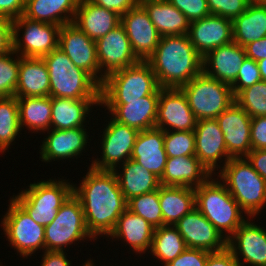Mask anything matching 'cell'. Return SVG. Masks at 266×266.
Returning a JSON list of instances; mask_svg holds the SVG:
<instances>
[{
	"mask_svg": "<svg viewBox=\"0 0 266 266\" xmlns=\"http://www.w3.org/2000/svg\"><path fill=\"white\" fill-rule=\"evenodd\" d=\"M192 22L210 15L207 0H168Z\"/></svg>",
	"mask_w": 266,
	"mask_h": 266,
	"instance_id": "obj_45",
	"label": "cell"
},
{
	"mask_svg": "<svg viewBox=\"0 0 266 266\" xmlns=\"http://www.w3.org/2000/svg\"><path fill=\"white\" fill-rule=\"evenodd\" d=\"M211 176L212 174L196 155L167 157L160 184L162 186L197 188Z\"/></svg>",
	"mask_w": 266,
	"mask_h": 266,
	"instance_id": "obj_28",
	"label": "cell"
},
{
	"mask_svg": "<svg viewBox=\"0 0 266 266\" xmlns=\"http://www.w3.org/2000/svg\"><path fill=\"white\" fill-rule=\"evenodd\" d=\"M247 217L255 218L266 207V181L245 157L231 158L215 174Z\"/></svg>",
	"mask_w": 266,
	"mask_h": 266,
	"instance_id": "obj_4",
	"label": "cell"
},
{
	"mask_svg": "<svg viewBox=\"0 0 266 266\" xmlns=\"http://www.w3.org/2000/svg\"><path fill=\"white\" fill-rule=\"evenodd\" d=\"M224 133L225 145L232 158L245 157L251 150V117L233 102L216 118Z\"/></svg>",
	"mask_w": 266,
	"mask_h": 266,
	"instance_id": "obj_21",
	"label": "cell"
},
{
	"mask_svg": "<svg viewBox=\"0 0 266 266\" xmlns=\"http://www.w3.org/2000/svg\"><path fill=\"white\" fill-rule=\"evenodd\" d=\"M60 27L22 15L13 20V50L21 57L42 58L58 48Z\"/></svg>",
	"mask_w": 266,
	"mask_h": 266,
	"instance_id": "obj_11",
	"label": "cell"
},
{
	"mask_svg": "<svg viewBox=\"0 0 266 266\" xmlns=\"http://www.w3.org/2000/svg\"><path fill=\"white\" fill-rule=\"evenodd\" d=\"M188 36L193 47L204 57L217 47L233 42L232 20L210 14L190 22Z\"/></svg>",
	"mask_w": 266,
	"mask_h": 266,
	"instance_id": "obj_22",
	"label": "cell"
},
{
	"mask_svg": "<svg viewBox=\"0 0 266 266\" xmlns=\"http://www.w3.org/2000/svg\"><path fill=\"white\" fill-rule=\"evenodd\" d=\"M250 2L251 0H207V5L211 14L233 20L246 10Z\"/></svg>",
	"mask_w": 266,
	"mask_h": 266,
	"instance_id": "obj_44",
	"label": "cell"
},
{
	"mask_svg": "<svg viewBox=\"0 0 266 266\" xmlns=\"http://www.w3.org/2000/svg\"><path fill=\"white\" fill-rule=\"evenodd\" d=\"M96 51L100 67V85L112 72L140 61L133 53L129 38L121 24L96 41Z\"/></svg>",
	"mask_w": 266,
	"mask_h": 266,
	"instance_id": "obj_13",
	"label": "cell"
},
{
	"mask_svg": "<svg viewBox=\"0 0 266 266\" xmlns=\"http://www.w3.org/2000/svg\"><path fill=\"white\" fill-rule=\"evenodd\" d=\"M262 81L258 63L246 57L240 66L237 78L231 85L233 95L236 96L241 90Z\"/></svg>",
	"mask_w": 266,
	"mask_h": 266,
	"instance_id": "obj_43",
	"label": "cell"
},
{
	"mask_svg": "<svg viewBox=\"0 0 266 266\" xmlns=\"http://www.w3.org/2000/svg\"><path fill=\"white\" fill-rule=\"evenodd\" d=\"M127 209L144 218L153 228L163 226L159 189L131 198L127 201Z\"/></svg>",
	"mask_w": 266,
	"mask_h": 266,
	"instance_id": "obj_39",
	"label": "cell"
},
{
	"mask_svg": "<svg viewBox=\"0 0 266 266\" xmlns=\"http://www.w3.org/2000/svg\"><path fill=\"white\" fill-rule=\"evenodd\" d=\"M73 184L64 177L42 179L11 197L36 223L46 226L53 222L57 211L73 194Z\"/></svg>",
	"mask_w": 266,
	"mask_h": 266,
	"instance_id": "obj_6",
	"label": "cell"
},
{
	"mask_svg": "<svg viewBox=\"0 0 266 266\" xmlns=\"http://www.w3.org/2000/svg\"><path fill=\"white\" fill-rule=\"evenodd\" d=\"M187 245L178 229L173 225H164L154 229L149 253L155 262L164 266L187 249Z\"/></svg>",
	"mask_w": 266,
	"mask_h": 266,
	"instance_id": "obj_37",
	"label": "cell"
},
{
	"mask_svg": "<svg viewBox=\"0 0 266 266\" xmlns=\"http://www.w3.org/2000/svg\"><path fill=\"white\" fill-rule=\"evenodd\" d=\"M194 133L195 155L215 175V171H219L232 158L227 152L224 133L216 119L197 120Z\"/></svg>",
	"mask_w": 266,
	"mask_h": 266,
	"instance_id": "obj_18",
	"label": "cell"
},
{
	"mask_svg": "<svg viewBox=\"0 0 266 266\" xmlns=\"http://www.w3.org/2000/svg\"><path fill=\"white\" fill-rule=\"evenodd\" d=\"M13 50V20L0 16V55Z\"/></svg>",
	"mask_w": 266,
	"mask_h": 266,
	"instance_id": "obj_48",
	"label": "cell"
},
{
	"mask_svg": "<svg viewBox=\"0 0 266 266\" xmlns=\"http://www.w3.org/2000/svg\"><path fill=\"white\" fill-rule=\"evenodd\" d=\"M141 5L161 36L188 34L190 21L168 0H146Z\"/></svg>",
	"mask_w": 266,
	"mask_h": 266,
	"instance_id": "obj_33",
	"label": "cell"
},
{
	"mask_svg": "<svg viewBox=\"0 0 266 266\" xmlns=\"http://www.w3.org/2000/svg\"><path fill=\"white\" fill-rule=\"evenodd\" d=\"M46 132L48 135L44 133L46 136L39 150V159L46 164L52 161L58 162V160L64 162V160L78 159L83 156L86 149L88 150L87 146L90 144L87 143L92 141L85 127L64 130L49 129Z\"/></svg>",
	"mask_w": 266,
	"mask_h": 266,
	"instance_id": "obj_15",
	"label": "cell"
},
{
	"mask_svg": "<svg viewBox=\"0 0 266 266\" xmlns=\"http://www.w3.org/2000/svg\"><path fill=\"white\" fill-rule=\"evenodd\" d=\"M19 66L20 56L14 50L0 55V98L15 96Z\"/></svg>",
	"mask_w": 266,
	"mask_h": 266,
	"instance_id": "obj_41",
	"label": "cell"
},
{
	"mask_svg": "<svg viewBox=\"0 0 266 266\" xmlns=\"http://www.w3.org/2000/svg\"><path fill=\"white\" fill-rule=\"evenodd\" d=\"M205 266H239L232 252L226 247L224 250L209 252Z\"/></svg>",
	"mask_w": 266,
	"mask_h": 266,
	"instance_id": "obj_50",
	"label": "cell"
},
{
	"mask_svg": "<svg viewBox=\"0 0 266 266\" xmlns=\"http://www.w3.org/2000/svg\"><path fill=\"white\" fill-rule=\"evenodd\" d=\"M26 0H0V16L11 20L24 14Z\"/></svg>",
	"mask_w": 266,
	"mask_h": 266,
	"instance_id": "obj_49",
	"label": "cell"
},
{
	"mask_svg": "<svg viewBox=\"0 0 266 266\" xmlns=\"http://www.w3.org/2000/svg\"><path fill=\"white\" fill-rule=\"evenodd\" d=\"M245 48L235 42L217 47L203 57L202 71L220 82L232 85L246 58Z\"/></svg>",
	"mask_w": 266,
	"mask_h": 266,
	"instance_id": "obj_24",
	"label": "cell"
},
{
	"mask_svg": "<svg viewBox=\"0 0 266 266\" xmlns=\"http://www.w3.org/2000/svg\"><path fill=\"white\" fill-rule=\"evenodd\" d=\"M180 89L197 120L216 119L235 102L230 85L206 75L203 71Z\"/></svg>",
	"mask_w": 266,
	"mask_h": 266,
	"instance_id": "obj_8",
	"label": "cell"
},
{
	"mask_svg": "<svg viewBox=\"0 0 266 266\" xmlns=\"http://www.w3.org/2000/svg\"><path fill=\"white\" fill-rule=\"evenodd\" d=\"M79 186L73 184V194L80 200L89 233L108 237L120 215L127 209V201L113 171L88 167Z\"/></svg>",
	"mask_w": 266,
	"mask_h": 266,
	"instance_id": "obj_1",
	"label": "cell"
},
{
	"mask_svg": "<svg viewBox=\"0 0 266 266\" xmlns=\"http://www.w3.org/2000/svg\"><path fill=\"white\" fill-rule=\"evenodd\" d=\"M84 240L96 239L87 229L80 200L72 194L57 211L53 222L45 226V251L66 252V247Z\"/></svg>",
	"mask_w": 266,
	"mask_h": 266,
	"instance_id": "obj_9",
	"label": "cell"
},
{
	"mask_svg": "<svg viewBox=\"0 0 266 266\" xmlns=\"http://www.w3.org/2000/svg\"><path fill=\"white\" fill-rule=\"evenodd\" d=\"M197 119L180 88H160L155 127L163 131H194Z\"/></svg>",
	"mask_w": 266,
	"mask_h": 266,
	"instance_id": "obj_16",
	"label": "cell"
},
{
	"mask_svg": "<svg viewBox=\"0 0 266 266\" xmlns=\"http://www.w3.org/2000/svg\"><path fill=\"white\" fill-rule=\"evenodd\" d=\"M245 158L254 170L266 181V149L251 150Z\"/></svg>",
	"mask_w": 266,
	"mask_h": 266,
	"instance_id": "obj_53",
	"label": "cell"
},
{
	"mask_svg": "<svg viewBox=\"0 0 266 266\" xmlns=\"http://www.w3.org/2000/svg\"><path fill=\"white\" fill-rule=\"evenodd\" d=\"M121 25L129 38L133 53L140 61H146L154 52L161 35L141 4L121 16Z\"/></svg>",
	"mask_w": 266,
	"mask_h": 266,
	"instance_id": "obj_19",
	"label": "cell"
},
{
	"mask_svg": "<svg viewBox=\"0 0 266 266\" xmlns=\"http://www.w3.org/2000/svg\"><path fill=\"white\" fill-rule=\"evenodd\" d=\"M113 172L126 201L157 190L161 186L159 177L132 159L119 165Z\"/></svg>",
	"mask_w": 266,
	"mask_h": 266,
	"instance_id": "obj_31",
	"label": "cell"
},
{
	"mask_svg": "<svg viewBox=\"0 0 266 266\" xmlns=\"http://www.w3.org/2000/svg\"><path fill=\"white\" fill-rule=\"evenodd\" d=\"M194 191L196 208L226 240L248 218L216 175L194 188Z\"/></svg>",
	"mask_w": 266,
	"mask_h": 266,
	"instance_id": "obj_3",
	"label": "cell"
},
{
	"mask_svg": "<svg viewBox=\"0 0 266 266\" xmlns=\"http://www.w3.org/2000/svg\"><path fill=\"white\" fill-rule=\"evenodd\" d=\"M260 76L263 82H266V59L259 60L258 62Z\"/></svg>",
	"mask_w": 266,
	"mask_h": 266,
	"instance_id": "obj_55",
	"label": "cell"
},
{
	"mask_svg": "<svg viewBox=\"0 0 266 266\" xmlns=\"http://www.w3.org/2000/svg\"><path fill=\"white\" fill-rule=\"evenodd\" d=\"M251 2H254L259 5L266 6V0H251Z\"/></svg>",
	"mask_w": 266,
	"mask_h": 266,
	"instance_id": "obj_56",
	"label": "cell"
},
{
	"mask_svg": "<svg viewBox=\"0 0 266 266\" xmlns=\"http://www.w3.org/2000/svg\"><path fill=\"white\" fill-rule=\"evenodd\" d=\"M138 2V4H141L143 1H146V0H136Z\"/></svg>",
	"mask_w": 266,
	"mask_h": 266,
	"instance_id": "obj_58",
	"label": "cell"
},
{
	"mask_svg": "<svg viewBox=\"0 0 266 266\" xmlns=\"http://www.w3.org/2000/svg\"><path fill=\"white\" fill-rule=\"evenodd\" d=\"M50 80V96L73 99H100L101 85L86 71L76 67L59 48L42 57Z\"/></svg>",
	"mask_w": 266,
	"mask_h": 266,
	"instance_id": "obj_5",
	"label": "cell"
},
{
	"mask_svg": "<svg viewBox=\"0 0 266 266\" xmlns=\"http://www.w3.org/2000/svg\"><path fill=\"white\" fill-rule=\"evenodd\" d=\"M227 248L239 266H266V229L248 217L228 238Z\"/></svg>",
	"mask_w": 266,
	"mask_h": 266,
	"instance_id": "obj_14",
	"label": "cell"
},
{
	"mask_svg": "<svg viewBox=\"0 0 266 266\" xmlns=\"http://www.w3.org/2000/svg\"><path fill=\"white\" fill-rule=\"evenodd\" d=\"M78 3L79 0H26L23 16L62 26L73 23Z\"/></svg>",
	"mask_w": 266,
	"mask_h": 266,
	"instance_id": "obj_32",
	"label": "cell"
},
{
	"mask_svg": "<svg viewBox=\"0 0 266 266\" xmlns=\"http://www.w3.org/2000/svg\"><path fill=\"white\" fill-rule=\"evenodd\" d=\"M160 86L146 61L112 72L100 87V104H126L153 94Z\"/></svg>",
	"mask_w": 266,
	"mask_h": 266,
	"instance_id": "obj_7",
	"label": "cell"
},
{
	"mask_svg": "<svg viewBox=\"0 0 266 266\" xmlns=\"http://www.w3.org/2000/svg\"><path fill=\"white\" fill-rule=\"evenodd\" d=\"M235 102L251 117L266 116V82L246 87L235 96Z\"/></svg>",
	"mask_w": 266,
	"mask_h": 266,
	"instance_id": "obj_40",
	"label": "cell"
},
{
	"mask_svg": "<svg viewBox=\"0 0 266 266\" xmlns=\"http://www.w3.org/2000/svg\"><path fill=\"white\" fill-rule=\"evenodd\" d=\"M164 149L167 157L195 155L194 131H164Z\"/></svg>",
	"mask_w": 266,
	"mask_h": 266,
	"instance_id": "obj_42",
	"label": "cell"
},
{
	"mask_svg": "<svg viewBox=\"0 0 266 266\" xmlns=\"http://www.w3.org/2000/svg\"><path fill=\"white\" fill-rule=\"evenodd\" d=\"M160 87L140 100H126V104H100L117 122L143 131L155 127ZM110 112V113H109Z\"/></svg>",
	"mask_w": 266,
	"mask_h": 266,
	"instance_id": "obj_23",
	"label": "cell"
},
{
	"mask_svg": "<svg viewBox=\"0 0 266 266\" xmlns=\"http://www.w3.org/2000/svg\"><path fill=\"white\" fill-rule=\"evenodd\" d=\"M21 130L46 133L51 129V96L17 98Z\"/></svg>",
	"mask_w": 266,
	"mask_h": 266,
	"instance_id": "obj_36",
	"label": "cell"
},
{
	"mask_svg": "<svg viewBox=\"0 0 266 266\" xmlns=\"http://www.w3.org/2000/svg\"><path fill=\"white\" fill-rule=\"evenodd\" d=\"M130 159L161 178L167 161L164 131L156 127L140 131Z\"/></svg>",
	"mask_w": 266,
	"mask_h": 266,
	"instance_id": "obj_26",
	"label": "cell"
},
{
	"mask_svg": "<svg viewBox=\"0 0 266 266\" xmlns=\"http://www.w3.org/2000/svg\"><path fill=\"white\" fill-rule=\"evenodd\" d=\"M89 1L95 5H99L106 9L115 11L120 16L127 13L130 9L138 5V2L136 0H89Z\"/></svg>",
	"mask_w": 266,
	"mask_h": 266,
	"instance_id": "obj_51",
	"label": "cell"
},
{
	"mask_svg": "<svg viewBox=\"0 0 266 266\" xmlns=\"http://www.w3.org/2000/svg\"><path fill=\"white\" fill-rule=\"evenodd\" d=\"M233 42L245 47L266 37V6L250 2L246 10L232 20Z\"/></svg>",
	"mask_w": 266,
	"mask_h": 266,
	"instance_id": "obj_35",
	"label": "cell"
},
{
	"mask_svg": "<svg viewBox=\"0 0 266 266\" xmlns=\"http://www.w3.org/2000/svg\"><path fill=\"white\" fill-rule=\"evenodd\" d=\"M251 145L254 149H266V116L251 118Z\"/></svg>",
	"mask_w": 266,
	"mask_h": 266,
	"instance_id": "obj_47",
	"label": "cell"
},
{
	"mask_svg": "<svg viewBox=\"0 0 266 266\" xmlns=\"http://www.w3.org/2000/svg\"><path fill=\"white\" fill-rule=\"evenodd\" d=\"M8 201L7 212L0 222L8 246L13 247L17 255L24 259L32 257L36 251L44 252L45 226L36 223L11 196Z\"/></svg>",
	"mask_w": 266,
	"mask_h": 266,
	"instance_id": "obj_10",
	"label": "cell"
},
{
	"mask_svg": "<svg viewBox=\"0 0 266 266\" xmlns=\"http://www.w3.org/2000/svg\"><path fill=\"white\" fill-rule=\"evenodd\" d=\"M159 202L163 215V226H175L185 214L196 207L194 188L161 185Z\"/></svg>",
	"mask_w": 266,
	"mask_h": 266,
	"instance_id": "obj_34",
	"label": "cell"
},
{
	"mask_svg": "<svg viewBox=\"0 0 266 266\" xmlns=\"http://www.w3.org/2000/svg\"><path fill=\"white\" fill-rule=\"evenodd\" d=\"M175 227L188 248L217 252L227 247V240L196 207L185 214Z\"/></svg>",
	"mask_w": 266,
	"mask_h": 266,
	"instance_id": "obj_20",
	"label": "cell"
},
{
	"mask_svg": "<svg viewBox=\"0 0 266 266\" xmlns=\"http://www.w3.org/2000/svg\"><path fill=\"white\" fill-rule=\"evenodd\" d=\"M208 253L201 249L187 248L164 266H205Z\"/></svg>",
	"mask_w": 266,
	"mask_h": 266,
	"instance_id": "obj_46",
	"label": "cell"
},
{
	"mask_svg": "<svg viewBox=\"0 0 266 266\" xmlns=\"http://www.w3.org/2000/svg\"><path fill=\"white\" fill-rule=\"evenodd\" d=\"M67 252L44 251L41 255L39 266H73L72 261L67 258ZM85 261L81 266H85Z\"/></svg>",
	"mask_w": 266,
	"mask_h": 266,
	"instance_id": "obj_52",
	"label": "cell"
},
{
	"mask_svg": "<svg viewBox=\"0 0 266 266\" xmlns=\"http://www.w3.org/2000/svg\"><path fill=\"white\" fill-rule=\"evenodd\" d=\"M21 132L17 97L0 98V153H6L16 143ZM18 137V138H17ZM14 142V143H13Z\"/></svg>",
	"mask_w": 266,
	"mask_h": 266,
	"instance_id": "obj_38",
	"label": "cell"
},
{
	"mask_svg": "<svg viewBox=\"0 0 266 266\" xmlns=\"http://www.w3.org/2000/svg\"><path fill=\"white\" fill-rule=\"evenodd\" d=\"M244 48L248 58H251L256 62L266 59V37H263L258 41H253Z\"/></svg>",
	"mask_w": 266,
	"mask_h": 266,
	"instance_id": "obj_54",
	"label": "cell"
},
{
	"mask_svg": "<svg viewBox=\"0 0 266 266\" xmlns=\"http://www.w3.org/2000/svg\"><path fill=\"white\" fill-rule=\"evenodd\" d=\"M87 265L88 266H96L95 263H94V261H93V259H91V257H90V259H87Z\"/></svg>",
	"mask_w": 266,
	"mask_h": 266,
	"instance_id": "obj_57",
	"label": "cell"
},
{
	"mask_svg": "<svg viewBox=\"0 0 266 266\" xmlns=\"http://www.w3.org/2000/svg\"><path fill=\"white\" fill-rule=\"evenodd\" d=\"M160 88H180L202 72L203 57L188 34L161 36L155 52L146 60Z\"/></svg>",
	"mask_w": 266,
	"mask_h": 266,
	"instance_id": "obj_2",
	"label": "cell"
},
{
	"mask_svg": "<svg viewBox=\"0 0 266 266\" xmlns=\"http://www.w3.org/2000/svg\"><path fill=\"white\" fill-rule=\"evenodd\" d=\"M58 48L69 57L76 67L88 72L100 84L96 41L92 40L74 23H70L60 27Z\"/></svg>",
	"mask_w": 266,
	"mask_h": 266,
	"instance_id": "obj_17",
	"label": "cell"
},
{
	"mask_svg": "<svg viewBox=\"0 0 266 266\" xmlns=\"http://www.w3.org/2000/svg\"><path fill=\"white\" fill-rule=\"evenodd\" d=\"M73 23L92 40L97 41L121 24V16L89 0H79Z\"/></svg>",
	"mask_w": 266,
	"mask_h": 266,
	"instance_id": "obj_29",
	"label": "cell"
},
{
	"mask_svg": "<svg viewBox=\"0 0 266 266\" xmlns=\"http://www.w3.org/2000/svg\"><path fill=\"white\" fill-rule=\"evenodd\" d=\"M102 129L100 158L92 159L90 167L97 170L113 171L118 165L130 159L139 130L114 120L111 116Z\"/></svg>",
	"mask_w": 266,
	"mask_h": 266,
	"instance_id": "obj_12",
	"label": "cell"
},
{
	"mask_svg": "<svg viewBox=\"0 0 266 266\" xmlns=\"http://www.w3.org/2000/svg\"><path fill=\"white\" fill-rule=\"evenodd\" d=\"M50 96V80L43 58L21 57L15 97Z\"/></svg>",
	"mask_w": 266,
	"mask_h": 266,
	"instance_id": "obj_30",
	"label": "cell"
},
{
	"mask_svg": "<svg viewBox=\"0 0 266 266\" xmlns=\"http://www.w3.org/2000/svg\"><path fill=\"white\" fill-rule=\"evenodd\" d=\"M154 229L144 218L126 209L118 218L114 230L107 239L115 241L122 240L124 246L128 245L129 250L141 255L150 251Z\"/></svg>",
	"mask_w": 266,
	"mask_h": 266,
	"instance_id": "obj_25",
	"label": "cell"
},
{
	"mask_svg": "<svg viewBox=\"0 0 266 266\" xmlns=\"http://www.w3.org/2000/svg\"><path fill=\"white\" fill-rule=\"evenodd\" d=\"M51 106V129H73L87 127V117L91 119L92 108L100 106V99L51 97Z\"/></svg>",
	"mask_w": 266,
	"mask_h": 266,
	"instance_id": "obj_27",
	"label": "cell"
}]
</instances>
